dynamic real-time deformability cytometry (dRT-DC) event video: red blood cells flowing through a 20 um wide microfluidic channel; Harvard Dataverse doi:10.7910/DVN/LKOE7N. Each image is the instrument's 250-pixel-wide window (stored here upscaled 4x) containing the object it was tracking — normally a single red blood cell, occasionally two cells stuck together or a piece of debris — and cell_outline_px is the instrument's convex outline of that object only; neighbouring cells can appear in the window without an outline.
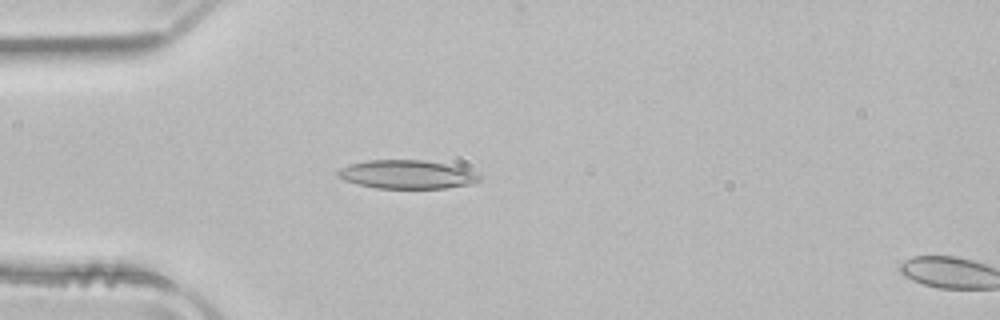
{"species": "common noctule bat (a hibernating species)", "species_latin": "Nyctalus noctula", "temperature_condition": "room temperature", "stored_images_in_passage": 16, "camera_frame_rate_fps": 3000, "um_per_image_px": 0.085, "animal": {"sex": "male", "body_mass_g": 21.5, "forearm_length_mm": 52.0}, "frame": {"image": 1, "passage_image": 14, "time_ms": 4.333, "image_size_px": [1000, 320], "cell_outline_px": [[480, 180], [472, 184], [444, 188], [376, 188], [344, 180], [336, 176], [336, 172], [340, 168], [352, 164], [368, 160], [424, 160], [444, 164], [460, 168], [472, 172], [480, 176]], "centroid_in_image_um": [34.54, 14.83], "position_along_channel_um": 50.5, "area_um2": 23.18}}